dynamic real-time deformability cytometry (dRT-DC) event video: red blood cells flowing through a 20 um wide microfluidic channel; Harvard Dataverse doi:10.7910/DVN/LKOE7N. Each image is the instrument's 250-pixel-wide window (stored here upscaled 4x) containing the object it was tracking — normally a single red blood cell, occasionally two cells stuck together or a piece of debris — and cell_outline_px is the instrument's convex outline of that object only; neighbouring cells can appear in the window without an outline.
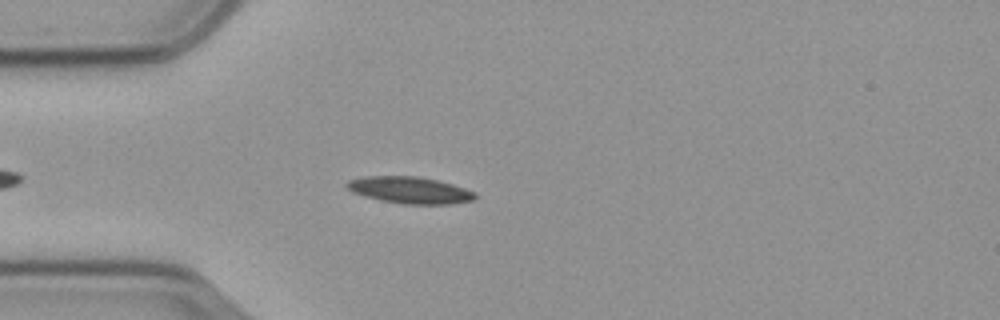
{"species": "common noctule bat (a hibernating species)", "species_latin": "Nyctalus noctula", "temperature_condition": "cold", "stored_images_in_passage": 23, "camera_frame_rate_fps": 3000, "um_per_image_px": 0.085, "animal": {"sex": "male", "body_mass_g": 23.1, "forearm_length_mm": 52.7}, "frame": {"image": 1, "passage_image": 8, "time_ms": 2.333, "image_size_px": [1000, 320], "cell_outline_px": [[476, 196], [472, 200], [452, 204], [404, 204], [380, 200], [352, 192], [344, 184], [348, 180], [364, 176], [416, 176], [436, 180], [452, 184], [476, 192]], "centroid_in_image_um": [34.82, 16.16], "position_along_channel_um": 50.2, "area_um2": 19.88}}
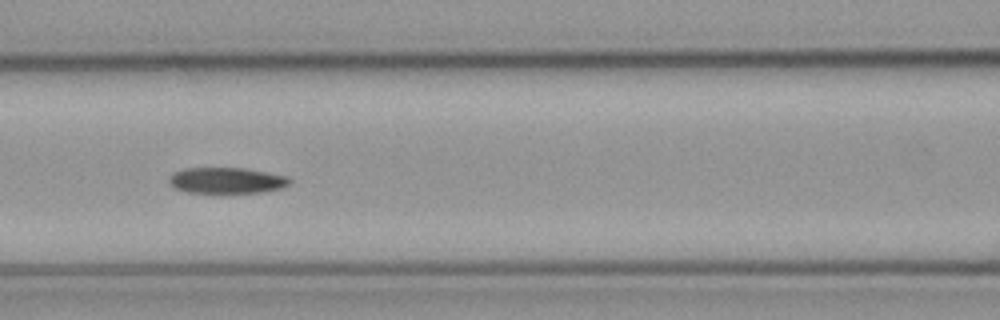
{"frame": {"image": 2, "passage_image": 17, "time_ms": 5.333, "image_size_px": [1000, 320], "cell_outline_px": [[292, 184], [280, 188], [264, 192], [224, 196], [216, 196], [188, 192], [176, 188], [168, 180], [176, 172], [188, 168], [244, 168], [268, 172], [288, 176], [292, 180]], "centroid_in_image_um": [19.35, 15.4], "position_along_channel_um": 147.3, "area_um2": 19.19}}
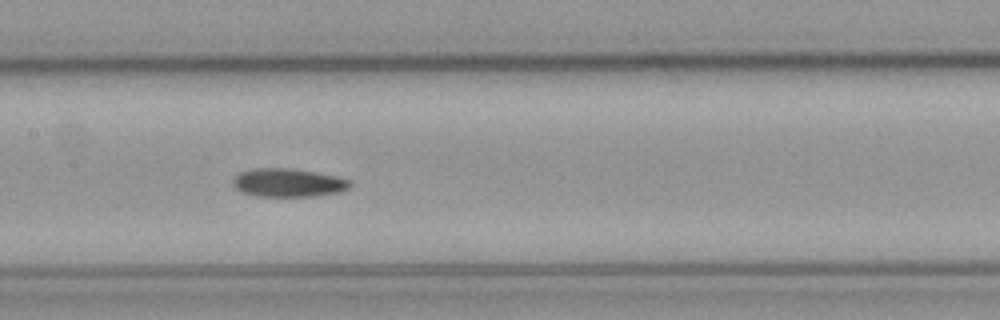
{"frame": {"image": 3, "passage_image": 20, "time_ms": 6.333, "image_size_px": [1000, 320], "cell_outline_px": [[352, 184], [348, 188], [340, 192], [316, 196], [256, 196], [240, 192], [232, 184], [232, 180], [240, 172], [252, 168], [288, 168], [336, 176], [352, 180]], "centroid_in_image_um": [24.48, 15.53], "position_along_channel_um": 182.9, "area_um2": 19.42}}